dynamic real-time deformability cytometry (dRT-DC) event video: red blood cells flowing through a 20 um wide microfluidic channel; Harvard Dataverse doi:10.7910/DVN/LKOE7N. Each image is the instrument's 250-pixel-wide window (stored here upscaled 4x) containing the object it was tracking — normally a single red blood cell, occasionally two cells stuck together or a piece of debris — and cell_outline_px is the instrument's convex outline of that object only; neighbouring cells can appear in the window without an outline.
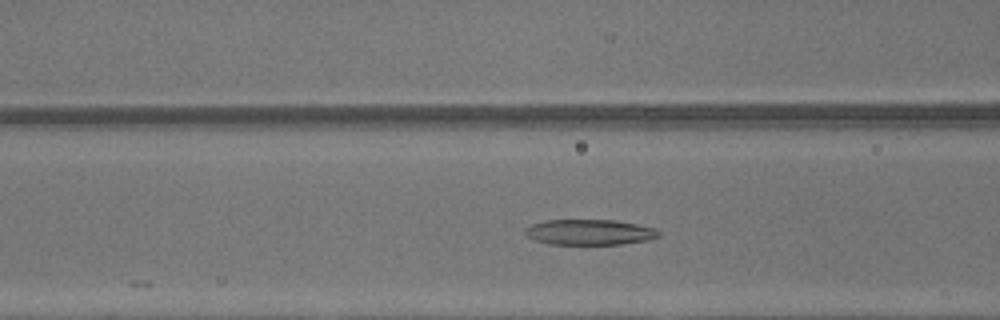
{"species": "common noctule bat (a hibernating species)", "species_latin": "Nyctalus noctula", "temperature_condition": "warm", "stored_images_in_passage": 39, "camera_frame_rate_fps": 3000, "um_per_image_px": 0.085, "animal": {"sex": "male", "body_mass_g": 13.3}, "frame": {"image": 1, "passage_image": 19, "time_ms": 6.0, "image_size_px": [1000, 320], "cell_outline_px": [[660, 236], [648, 240], [620, 244], [548, 244], [532, 240], [524, 232], [524, 228], [532, 224], [544, 220], [616, 220], [656, 228], [660, 232]], "centroid_in_image_um": [50.09, 19.73], "position_along_channel_um": 116.5, "area_um2": 20.0}}
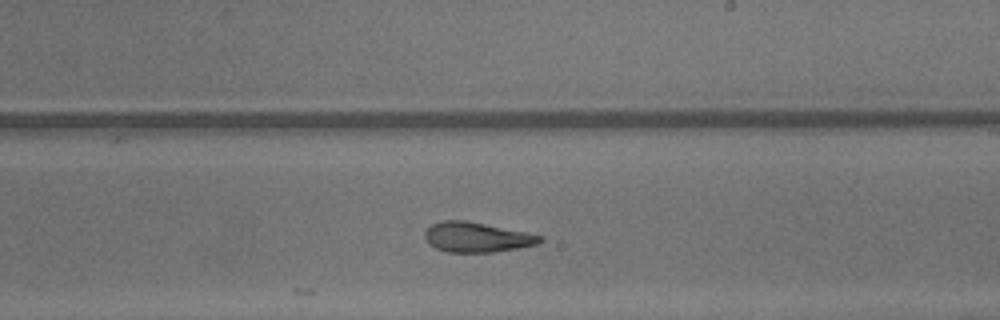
{"frame": {"image": 2, "passage_image": 28, "time_ms": 9.0, "image_size_px": [1000, 320], "cell_outline_px": [[544, 240], [536, 244], [516, 248], [492, 252], [448, 252], [436, 248], [424, 236], [424, 232], [432, 224], [440, 220], [464, 220], [544, 236]], "centroid_in_image_um": [40.51, 20.16], "position_along_channel_um": 248.5, "area_um2": 19.71}}
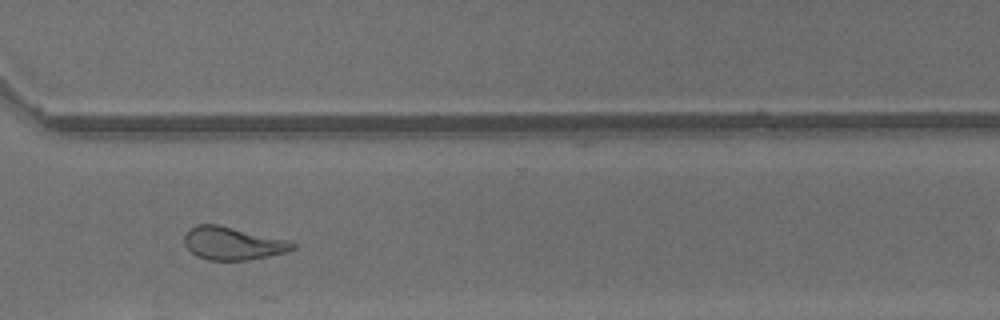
{"frame": {"image": 3, "passage_image": 35, "time_ms": 11.333, "image_size_px": [1000, 320], "cell_outline_px": [[296, 248], [288, 252], [248, 260], [208, 260], [196, 256], [184, 244], [184, 236], [188, 228], [196, 224], [216, 224], [288, 240], [296, 244]], "centroid_in_image_um": [19.77, 20.69], "position_along_channel_um": 350.8, "area_um2": 20.81}, "authors_computed_cell_mechanics": {"area_um2": 21.2126, "velocity_mm_per_s": 4.4038, "shape_relaxation_time_tau1_ms": 4.5555, "shape_relaxation_time_tau2_ms": 2.3366, "deformation_change_tau1": 0.1979, "deformation_change_tau2": 0.1253}}